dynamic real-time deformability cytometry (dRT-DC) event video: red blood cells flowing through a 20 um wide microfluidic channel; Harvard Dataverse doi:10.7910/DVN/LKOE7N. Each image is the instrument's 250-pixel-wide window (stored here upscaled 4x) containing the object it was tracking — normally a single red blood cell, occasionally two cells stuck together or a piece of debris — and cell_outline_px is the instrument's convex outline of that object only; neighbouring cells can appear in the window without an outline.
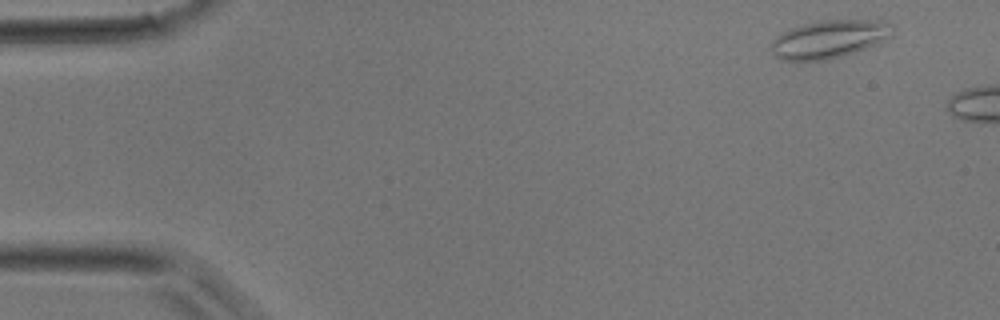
{"species": "common noctule bat (a hibernating species)", "species_latin": "Nyctalus noctula", "temperature_condition": "room temperature", "stored_images_in_passage": 2, "camera_frame_rate_fps": 3000, "um_per_image_px": 0.085, "animal": {"sex": "male", "body_mass_g": 17.9}, "frame": {"image": 1, "passage_image": 1, "time_ms": 0.0, "image_size_px": [1000, 320], "cell_outline_px": [[896, 28], [892, 36], [884, 40], [864, 48], [828, 60], [780, 60], [772, 52], [772, 40], [776, 36], [792, 28], [804, 24], [824, 20], [880, 20], [892, 24]], "centroid_in_image_um": [70.51, 3.31], "position_along_channel_um": 14.5, "area_um2": 26.59}}